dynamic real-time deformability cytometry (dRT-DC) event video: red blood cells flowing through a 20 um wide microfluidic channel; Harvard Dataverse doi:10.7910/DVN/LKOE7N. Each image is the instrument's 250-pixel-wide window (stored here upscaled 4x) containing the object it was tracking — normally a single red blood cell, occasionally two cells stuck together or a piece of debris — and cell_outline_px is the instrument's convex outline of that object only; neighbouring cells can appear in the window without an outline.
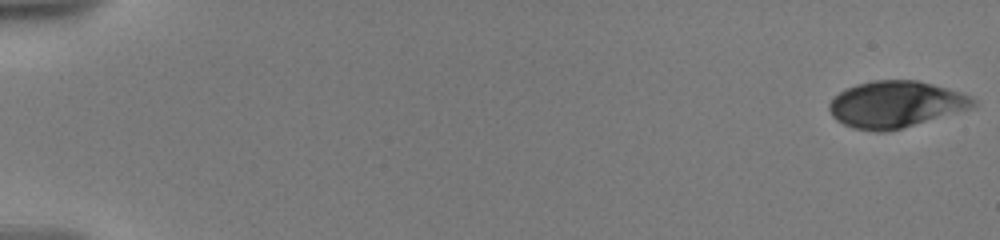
{"species": "human", "species_latin": "Homo sapiens", "temperature_condition": "warm", "stored_images_in_passage": 28, "camera_frame_rate_fps": 3000, "um_per_image_px": 0.085, "donor": {"sex": "male"}, "frame": {"image": 1, "passage_image": 1, "time_ms": 0.0, "image_size_px": [1000, 240], "cell_outline_px": [[976, 104], [972, 108], [888, 132], [876, 132], [852, 128], [836, 120], [832, 116], [828, 108], [828, 104], [844, 88], [856, 84], [872, 80], [916, 80], [948, 88], [972, 96], [976, 100]], "centroid_in_image_um": [76.12, 8.87], "position_along_channel_um": 8.9, "area_um2": 39.19}}
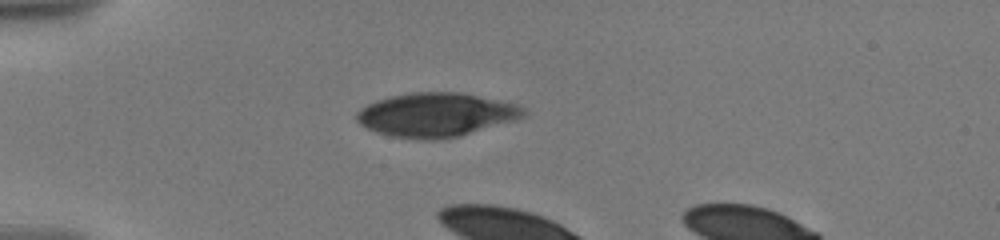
{"frame": {"image": 2, "passage_image": 24, "time_ms": 5.333, "image_size_px": [1000, 240], "cell_outline_px": [[528, 116], [516, 120], [460, 136], [432, 140], [420, 140], [392, 136], [376, 132], [360, 124], [356, 120], [356, 112], [360, 108], [376, 100], [392, 96], [412, 92], [460, 92], [520, 104], [528, 108]], "centroid_in_image_um": [37.13, 9.75], "position_along_channel_um": 47.9, "area_um2": 43.18}}